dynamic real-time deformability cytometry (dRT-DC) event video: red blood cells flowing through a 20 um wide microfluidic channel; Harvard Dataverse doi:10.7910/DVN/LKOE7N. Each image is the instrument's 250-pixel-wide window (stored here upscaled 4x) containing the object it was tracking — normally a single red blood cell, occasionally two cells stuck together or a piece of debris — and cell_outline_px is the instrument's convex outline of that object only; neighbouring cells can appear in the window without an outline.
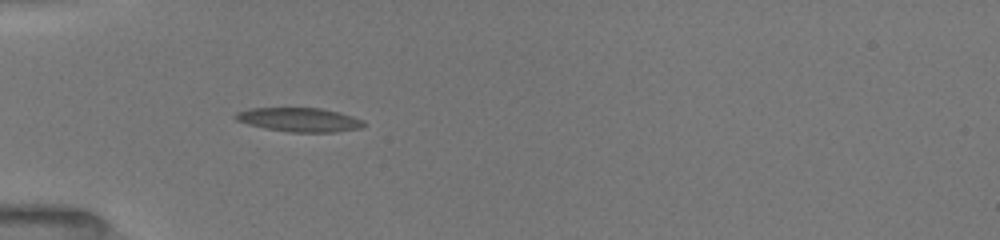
{"species": "common noctule bat (a hibernating species)", "species_latin": "Nyctalus noctula", "temperature_condition": "room temperature", "stored_images_in_passage": 21, "camera_frame_rate_fps": 3000, "um_per_image_px": 0.085, "animal": {"sex": "female", "body_mass_g": 19.5, "forearm_length_mm": 54.1}, "frame": {"image": 1, "passage_image": 6, "time_ms": 3.667, "image_size_px": [1000, 240], "cell_outline_px": [[364, 124], [360, 128], [336, 132], [288, 132], [264, 128], [248, 124], [236, 120], [232, 116], [236, 112], [248, 108], [320, 108], [340, 112], [364, 120]], "centroid_in_image_um": [25.41, 10.17], "position_along_channel_um": 59.6, "area_um2": 18.03}}
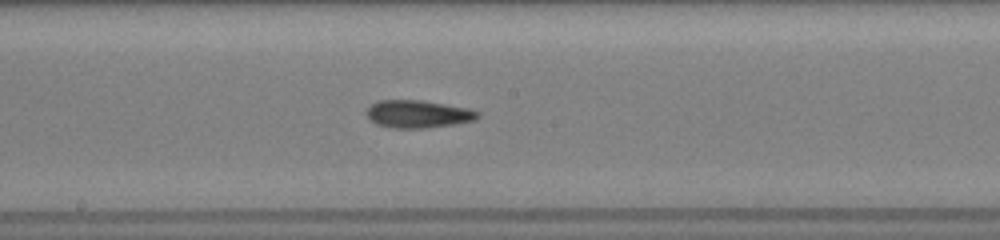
{"frame": {"image": 2, "passage_image": 11, "time_ms": 7.667, "image_size_px": [1000, 240], "cell_outline_px": [[480, 116], [476, 120], [452, 124], [424, 128], [396, 128], [376, 124], [368, 120], [364, 112], [376, 100], [424, 100], [468, 108], [480, 112]], "centroid_in_image_um": [35.5, 9.68], "position_along_channel_um": 212.7, "area_um2": 18.09}}
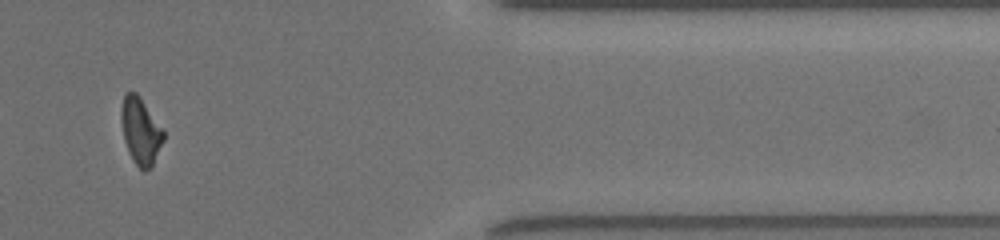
{"frame": {"image": 3, "passage_image": 18, "time_ms": 13.0, "image_size_px": [1000, 240], "cell_outline_px": [[164, 140], [152, 164], [144, 172], [132, 160], [128, 152], [124, 140], [120, 120], [120, 108], [124, 92], [136, 92], [140, 96], [164, 128]], "centroid_in_image_um": [11.93, 11.08], "position_along_channel_um": 399.5, "area_um2": 16.76}, "authors_computed_cell_mechanics": {"area_um2": 17.2244, "velocity_mm_per_s": 4.0218, "shape_relaxation_time_tau1_ms": 2.6529, "shape_relaxation_time_tau2_ms": 2.9677, "deformation_change_tau1": 0.15, "deformation_change_tau2": 0.1171}}